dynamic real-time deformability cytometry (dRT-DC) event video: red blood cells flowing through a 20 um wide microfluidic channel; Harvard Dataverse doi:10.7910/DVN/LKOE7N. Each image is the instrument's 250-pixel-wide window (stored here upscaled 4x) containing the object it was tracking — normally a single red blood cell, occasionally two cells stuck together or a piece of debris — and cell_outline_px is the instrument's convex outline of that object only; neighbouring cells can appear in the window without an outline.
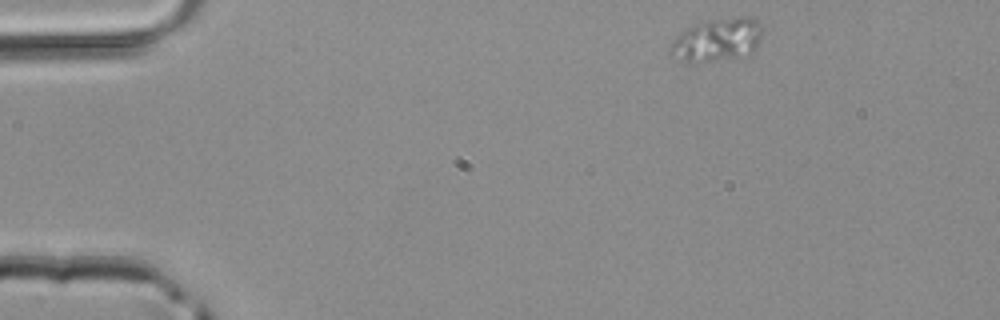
{"species": "common noctule bat (a hibernating species)", "species_latin": "Nyctalus noctula", "temperature_condition": "room temperature", "stored_images_in_passage": 8, "camera_frame_rate_fps": 3000, "um_per_image_px": 0.085, "animal": {"sex": "male", "body_mass_g": 20.4}, "frame": {"image": 1, "passage_image": 1, "time_ms": 0.0, "image_size_px": [1000, 320], "cell_outline_px": [[764, 28], [760, 44], [748, 56], [704, 60], [684, 60], [668, 52], [668, 48], [676, 36], [684, 28], [692, 24], [712, 20], [740, 16], [748, 16], [756, 20]], "centroid_in_image_um": [61.03, 3.33], "position_along_channel_um": 24.0, "area_um2": 23.0}}